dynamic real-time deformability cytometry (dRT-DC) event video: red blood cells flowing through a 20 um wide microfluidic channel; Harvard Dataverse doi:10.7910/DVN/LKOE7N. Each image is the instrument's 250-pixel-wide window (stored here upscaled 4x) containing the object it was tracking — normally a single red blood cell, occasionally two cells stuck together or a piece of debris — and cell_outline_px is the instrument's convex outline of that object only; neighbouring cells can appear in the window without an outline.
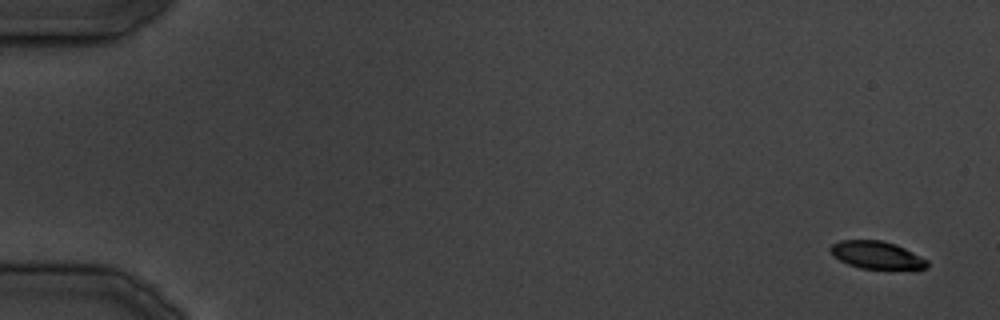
{"species": "common noctule bat (a hibernating species)", "species_latin": "Nyctalus noctula", "temperature_condition": "cold", "stored_images_in_passage": 24, "camera_frame_rate_fps": 3000, "um_per_image_px": 0.085, "animal": {"sex": "male", "body_mass_g": 19.5, "forearm_length_mm": 54.6}, "frame": {"image": 1, "passage_image": 1, "time_ms": 0.0, "image_size_px": [1000, 320], "cell_outline_px": [[928, 268], [860, 268], [848, 264], [832, 256], [828, 248], [832, 244], [840, 240], [880, 240], [896, 244], [928, 260]], "centroid_in_image_um": [74.46, 21.66], "position_along_channel_um": 10.5, "area_um2": 15.37}}